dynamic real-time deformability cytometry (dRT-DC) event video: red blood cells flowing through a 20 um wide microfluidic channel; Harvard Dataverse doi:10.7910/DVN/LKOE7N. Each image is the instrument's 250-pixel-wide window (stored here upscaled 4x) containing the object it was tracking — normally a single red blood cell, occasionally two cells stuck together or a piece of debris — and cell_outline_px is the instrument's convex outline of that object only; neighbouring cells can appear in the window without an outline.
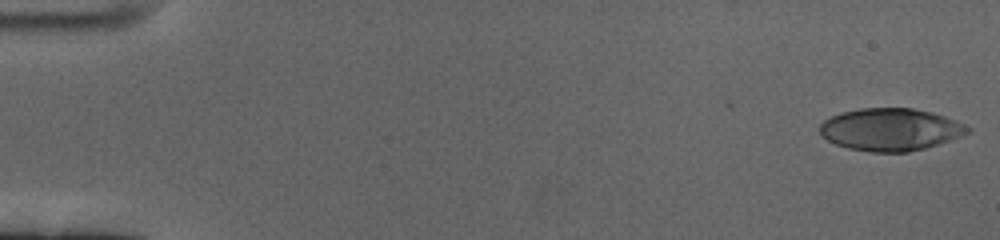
{"species": "human", "species_latin": "Homo sapiens", "temperature_condition": "cold", "stored_images_in_passage": 60, "camera_frame_rate_fps": 3000, "um_per_image_px": 0.085, "donor": {"sex": "female"}, "frame": {"image": 1, "passage_image": 1, "time_ms": 0.0, "image_size_px": [1000, 240], "cell_outline_px": [[972, 132], [924, 148], [908, 152], [868, 152], [848, 148], [836, 144], [820, 136], [820, 124], [824, 120], [840, 112], [860, 108], [912, 108], [932, 112], [956, 120], [972, 128]], "centroid_in_image_um": [75.68, 11.0], "position_along_channel_um": 9.3, "area_um2": 36.59}}
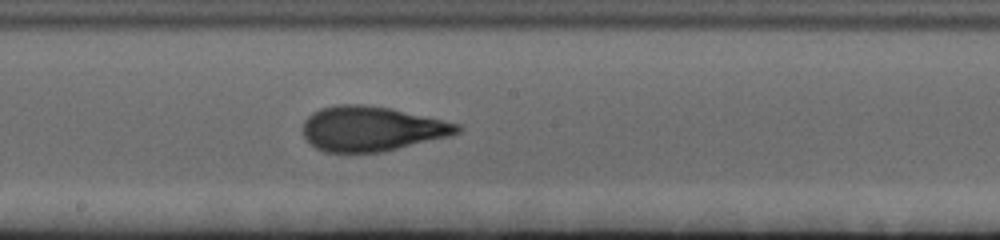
{"frame": {"image": 2, "passage_image": 33, "time_ms": 10.667, "image_size_px": [1000, 240], "cell_outline_px": [[464, 128], [460, 132], [448, 136], [380, 152], [324, 152], [316, 148], [304, 136], [304, 120], [312, 112], [320, 108], [336, 104], [364, 104], [392, 108], [460, 124]], "centroid_in_image_um": [31.58, 10.92], "position_along_channel_um": 216.6, "area_um2": 40.17}}
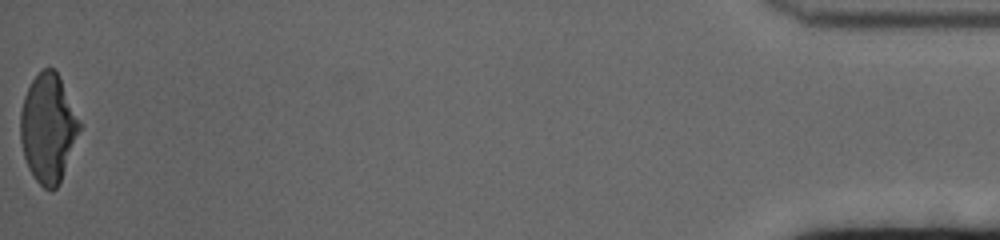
{"frame": {"image": 3, "passage_image": 60, "time_ms": 19.667, "image_size_px": [1000, 240], "cell_outline_px": [[80, 128], [60, 184], [52, 192], [44, 188], [36, 180], [28, 168], [24, 156], [20, 140], [20, 112], [24, 96], [32, 80], [44, 68], [52, 68], [60, 76], [80, 120]], "centroid_in_image_um": [4.08, 10.91], "position_along_channel_um": 431.1, "area_um2": 37.28}, "authors_computed_cell_mechanics": {"area_um2": 38.2058, "velocity_mm_per_s": 3.3851, "shape_relaxation_time_tau1_ms": 5.9413, "shape_relaxation_time_tau2_ms": 1.369, "deformation_change_tau1": 0.2172, "deformation_change_tau2": 0.0923}}